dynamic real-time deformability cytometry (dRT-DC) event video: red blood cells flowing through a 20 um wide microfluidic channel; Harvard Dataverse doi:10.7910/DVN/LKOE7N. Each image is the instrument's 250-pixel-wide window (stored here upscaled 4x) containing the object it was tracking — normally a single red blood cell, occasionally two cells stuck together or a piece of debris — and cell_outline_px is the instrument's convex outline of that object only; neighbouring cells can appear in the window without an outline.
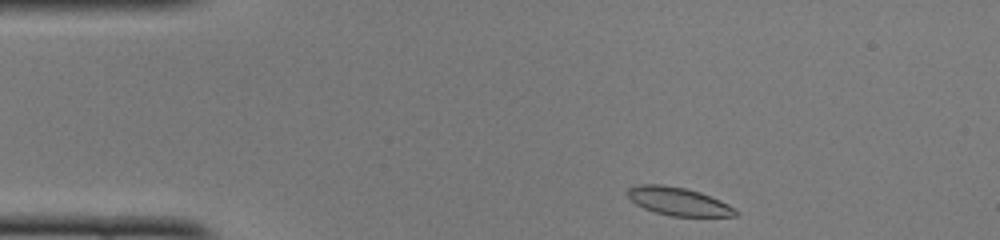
{"species": "common noctule bat (a hibernating species)", "species_latin": "Nyctalus noctula", "temperature_condition": "cold", "stored_images_in_passage": 42, "camera_frame_rate_fps": 3000, "um_per_image_px": 0.085, "animal": {"sex": "female", "body_mass_g": 22.0, "forearm_length_mm": 56.7}, "frame": {"image": 1, "passage_image": 1, "time_ms": 0.0, "image_size_px": [1000, 240], "cell_outline_px": [[740, 212], [736, 216], [672, 216], [656, 212], [644, 208], [636, 204], [628, 196], [628, 188], [636, 184], [660, 184], [684, 188], [700, 192], [720, 200], [736, 208]], "centroid_in_image_um": [57.69, 17.12], "position_along_channel_um": 27.3, "area_um2": 17.63}}
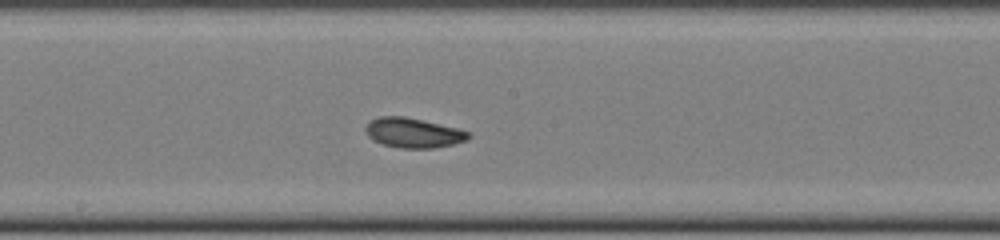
{"frame": {"image": 2, "passage_image": 19, "time_ms": 6.0, "image_size_px": [1000, 240], "cell_outline_px": [[472, 136], [468, 140], [452, 144], [432, 148], [400, 148], [384, 144], [372, 140], [368, 136], [364, 128], [368, 120], [380, 116], [404, 116], [456, 128], [472, 132]], "centroid_in_image_um": [35.11, 11.28], "position_along_channel_um": 213.1, "area_um2": 17.92}}
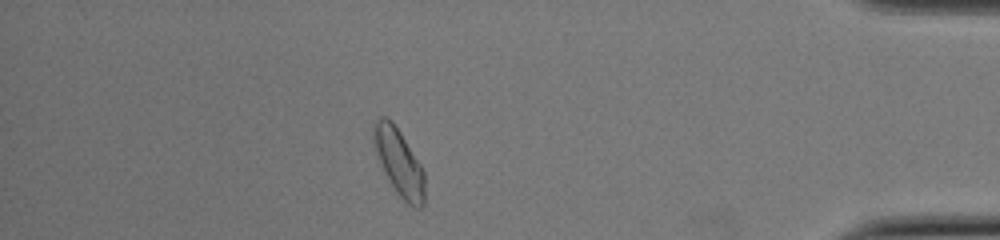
{"frame": {"image": 3, "passage_image": 36, "time_ms": 11.667, "image_size_px": [1000, 240], "cell_outline_px": [[424, 204], [420, 208], [416, 208], [408, 204], [396, 192], [384, 172], [380, 164], [372, 140], [372, 124], [380, 116], [388, 116], [392, 120], [400, 132], [420, 164], [424, 172]], "centroid_in_image_um": [33.88, 13.75], "position_along_channel_um": 401.3, "area_um2": 19.88}, "authors_computed_cell_mechanics": {"area_um2": 17.9758, "velocity_mm_per_s": 4.0537, "shape_relaxation_time_tau1_ms": 6.2101, "shape_relaxation_time_tau2_ms": 1.8173, "deformation_change_tau1": 0.1168, "deformation_change_tau2": 0.0554}}